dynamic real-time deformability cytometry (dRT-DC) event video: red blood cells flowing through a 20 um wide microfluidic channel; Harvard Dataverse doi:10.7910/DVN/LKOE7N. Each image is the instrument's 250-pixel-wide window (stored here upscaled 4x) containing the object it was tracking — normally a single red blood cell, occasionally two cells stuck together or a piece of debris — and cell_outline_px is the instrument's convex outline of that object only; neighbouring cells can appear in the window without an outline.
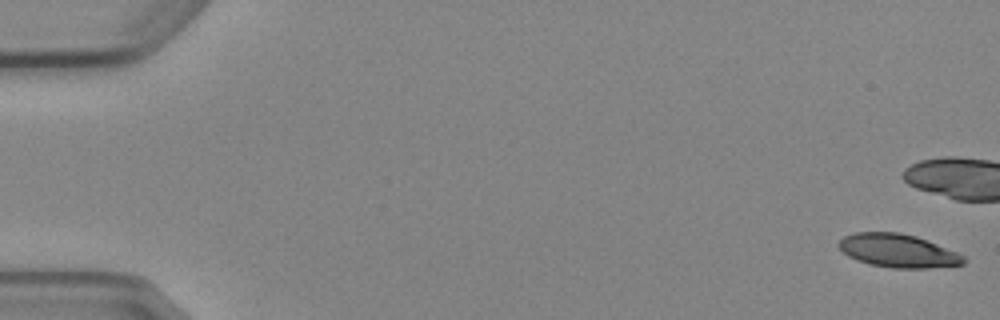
{"species": "Egyptian fruit bat (a non-hibernating species)", "species_latin": "Rousettus aegyptiacus", "temperature_condition": "cold", "stored_images_in_passage": 7, "camera_frame_rate_fps": 3000, "um_per_image_px": 0.085, "animal": {"sex": "female"}, "frame": {"image": 1, "passage_image": 1, "time_ms": 0.0, "image_size_px": [1000, 320], "cell_outline_px": [[964, 264], [928, 268], [892, 268], [868, 264], [856, 260], [848, 256], [836, 244], [844, 236], [856, 232], [900, 232], [916, 236], [928, 240], [956, 252], [964, 256]], "centroid_in_image_um": [76.3, 21.31], "position_along_channel_um": 8.7, "area_um2": 24.28}}
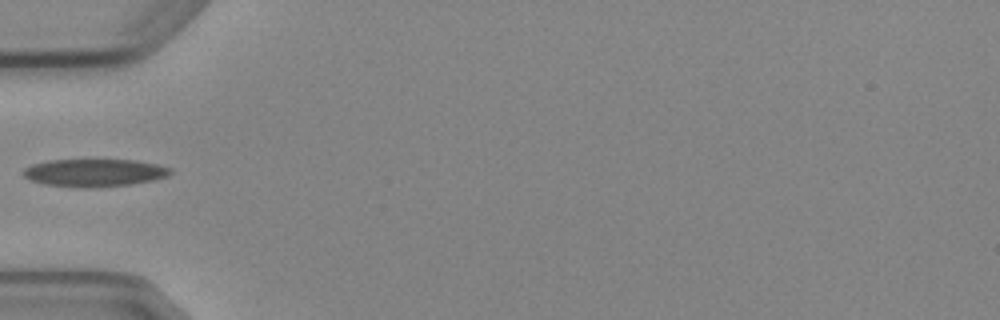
{"frame": {"image": 2, "passage_image": 7, "time_ms": 7.0, "image_size_px": [1000, 320], "cell_outline_px": [[172, 172], [168, 176], [152, 180], [128, 184], [96, 188], [80, 188], [44, 184], [32, 180], [24, 176], [20, 172], [24, 168], [32, 164], [48, 160], [136, 160], [156, 164], [172, 168]], "centroid_in_image_um": [8.0, 14.68], "position_along_channel_um": 77.0, "area_um2": 23.81}}